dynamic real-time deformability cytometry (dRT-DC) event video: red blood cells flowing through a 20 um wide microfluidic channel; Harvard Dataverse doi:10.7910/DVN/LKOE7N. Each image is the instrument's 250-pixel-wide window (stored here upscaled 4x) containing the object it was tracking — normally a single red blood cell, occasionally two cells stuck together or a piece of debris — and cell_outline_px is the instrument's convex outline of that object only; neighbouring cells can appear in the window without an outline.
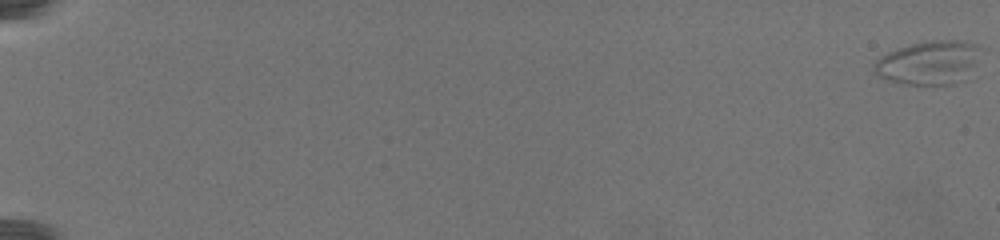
{"species": "common noctule bat (a hibernating species)", "species_latin": "Nyctalus noctula", "temperature_condition": "warm", "stored_images_in_passage": 51, "camera_frame_rate_fps": 3000, "um_per_image_px": 0.085, "animal": {"sex": "female", "body_mass_g": 19.5, "forearm_length_mm": 54.1}, "frame": {"image": 1, "passage_image": 1, "time_ms": 0.0, "image_size_px": [1000, 240], "cell_outline_px": [[976, 64], [948, 84], [904, 84], [880, 76], [872, 72], [872, 64], [876, 60], [900, 48], [912, 44], [932, 40], [956, 40], [972, 44]], "centroid_in_image_um": [78.78, 5.32], "position_along_channel_um": 6.2, "area_um2": 25.26}}
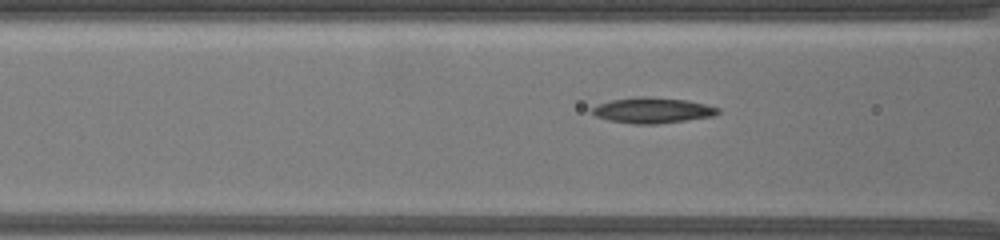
{"frame": {"image": 2, "passage_image": 29, "time_ms": 13.0, "image_size_px": [1000, 240], "cell_outline_px": [[720, 112], [712, 116], [656, 124], [636, 124], [608, 120], [596, 116], [592, 112], [592, 108], [600, 104], [612, 100], [688, 100], [720, 108]], "centroid_in_image_um": [55.5, 9.44], "position_along_channel_um": 111.1, "area_um2": 17.34}}
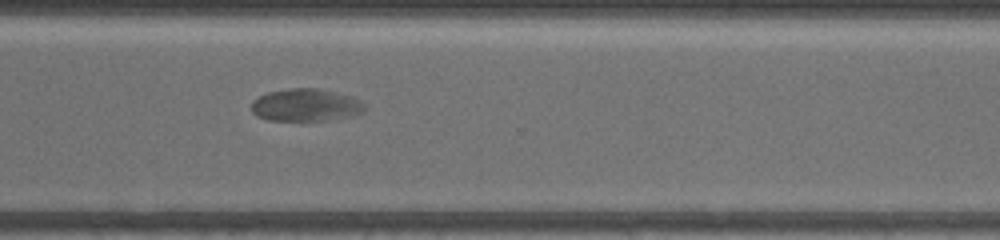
{"frame": {"image": 3, "passage_image": 50, "time_ms": 21.667, "image_size_px": [1000, 240], "cell_outline_px": [[364, 108], [360, 112], [352, 116], [328, 120], [268, 120], [256, 116], [252, 112], [252, 100], [268, 92], [288, 88], [320, 88], [352, 96], [360, 100], [364, 104]], "centroid_in_image_um": [25.97, 8.92], "position_along_channel_um": 344.6, "area_um2": 21.44}}